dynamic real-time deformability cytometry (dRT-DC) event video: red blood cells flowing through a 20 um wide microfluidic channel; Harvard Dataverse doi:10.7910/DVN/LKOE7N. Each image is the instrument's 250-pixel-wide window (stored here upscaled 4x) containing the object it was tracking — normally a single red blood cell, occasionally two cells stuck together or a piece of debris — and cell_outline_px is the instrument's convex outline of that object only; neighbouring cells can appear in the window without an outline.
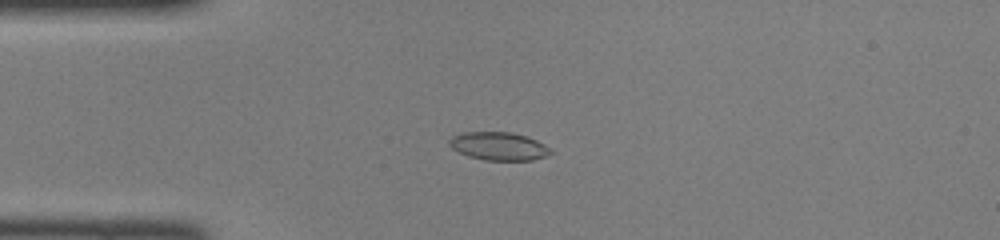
{"species": "common noctule bat (a hibernating species)", "species_latin": "Nyctalus noctula", "temperature_condition": "room temperature", "stored_images_in_passage": 34, "camera_frame_rate_fps": 3000, "um_per_image_px": 0.085, "animal": {"sex": "female", "body_mass_g": 22.0, "forearm_length_mm": 56.7}, "frame": {"image": 1, "passage_image": 3, "time_ms": 0.667, "image_size_px": [1000, 240], "cell_outline_px": [[552, 152], [548, 156], [532, 160], [484, 160], [468, 156], [452, 148], [448, 144], [448, 140], [452, 136], [464, 132], [512, 132], [528, 136], [552, 148]], "centroid_in_image_um": [42.42, 12.42], "position_along_channel_um": 42.6, "area_um2": 16.76}}
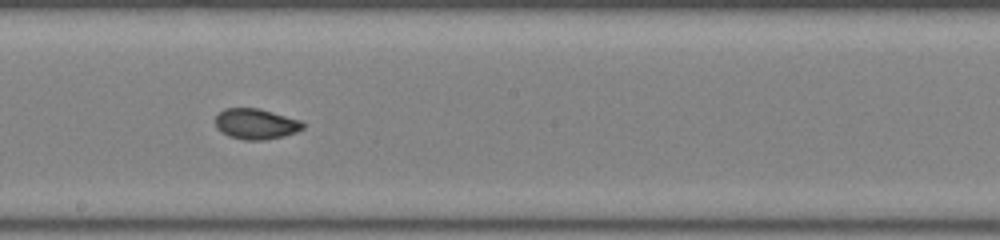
{"frame": {"image": 2, "passage_image": 17, "time_ms": 5.333, "image_size_px": [1000, 240], "cell_outline_px": [[304, 128], [296, 132], [284, 136], [264, 140], [244, 140], [228, 136], [220, 132], [216, 128], [216, 112], [224, 108], [260, 108], [300, 120], [304, 124]], "centroid_in_image_um": [21.71, 10.53], "position_along_channel_um": 226.5, "area_um2": 15.84}}
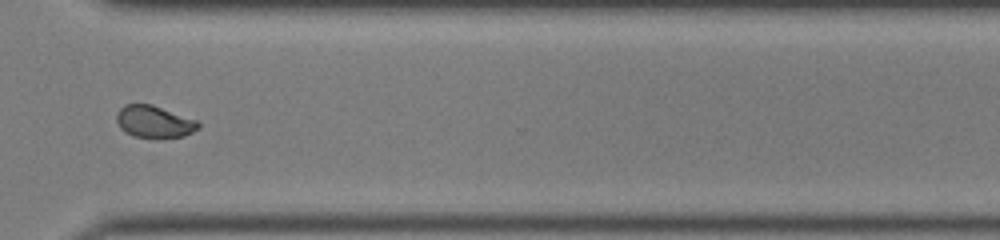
{"frame": {"image": 3, "passage_image": 26, "time_ms": 8.333, "image_size_px": [1000, 240], "cell_outline_px": [[200, 128], [184, 136], [160, 140], [152, 140], [132, 136], [124, 132], [120, 128], [116, 120], [116, 112], [124, 104], [152, 104], [196, 120], [200, 124]], "centroid_in_image_um": [13.08, 10.39], "position_along_channel_um": 357.5, "area_um2": 15.9}}